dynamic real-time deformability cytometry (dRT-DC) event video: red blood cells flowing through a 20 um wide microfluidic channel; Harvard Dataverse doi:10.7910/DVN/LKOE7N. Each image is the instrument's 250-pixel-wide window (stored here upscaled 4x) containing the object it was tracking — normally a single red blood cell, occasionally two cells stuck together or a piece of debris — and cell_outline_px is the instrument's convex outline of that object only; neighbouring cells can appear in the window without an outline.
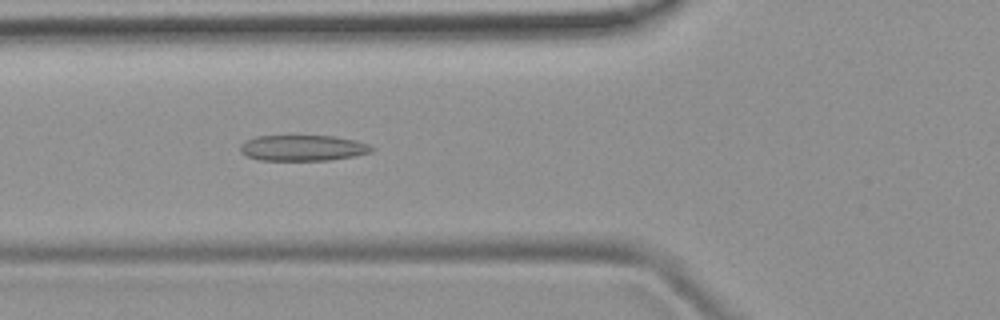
{"species": "common noctule bat (a hibernating species)", "species_latin": "Nyctalus noctula", "temperature_condition": "room temperature", "stored_images_in_passage": 48, "camera_frame_rate_fps": 3000, "um_per_image_px": 0.085, "animal": {"sex": "female", "body_mass_g": 19.9}, "frame": {"image": 1, "passage_image": 16, "time_ms": 5.0, "image_size_px": [1000, 320], "cell_outline_px": [[376, 148], [372, 152], [352, 156], [328, 160], [260, 160], [248, 156], [240, 152], [240, 144], [244, 140], [256, 136], [336, 136], [356, 140], [368, 144]], "centroid_in_image_um": [25.74, 12.57], "position_along_channel_um": 100.1, "area_um2": 19.83}}
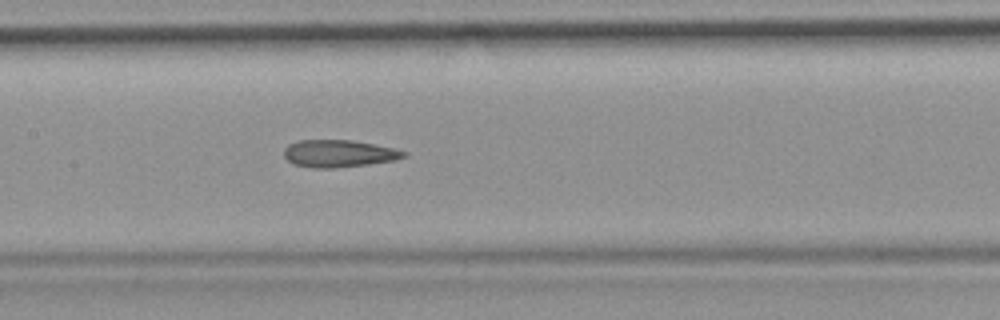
{"frame": {"image": 2, "passage_image": 22, "time_ms": 7.0, "image_size_px": [1000, 320], "cell_outline_px": [[408, 156], [396, 160], [368, 164], [332, 168], [312, 168], [292, 164], [284, 156], [284, 148], [288, 144], [296, 140], [352, 140], [396, 148], [408, 152]], "centroid_in_image_um": [28.81, 13.05], "position_along_channel_um": 178.6, "area_um2": 19.31}}
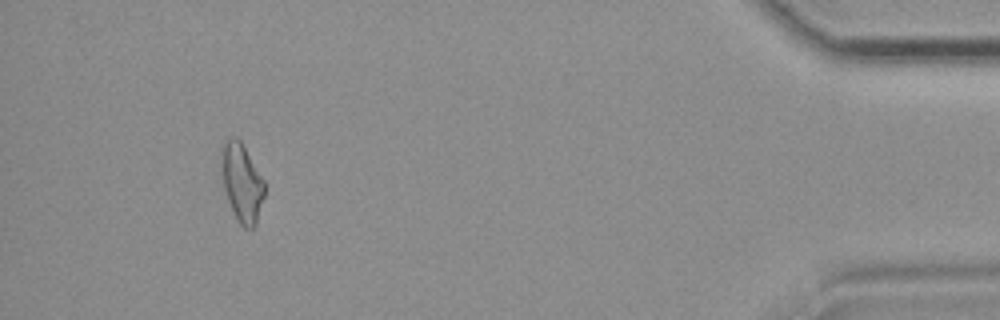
{"frame": {"image": 3, "passage_image": 45, "time_ms": 14.667, "image_size_px": [1000, 320], "cell_outline_px": [[264, 196], [256, 224], [252, 228], [244, 228], [240, 224], [228, 200], [224, 188], [220, 164], [220, 148], [224, 140], [232, 136], [236, 136], [240, 140], [264, 180]], "centroid_in_image_um": [20.53, 15.46], "position_along_channel_um": 414.7, "area_um2": 19.65}, "authors_computed_cell_mechanics": {"area_um2": 19.6231, "velocity_mm_per_s": 3.918, "shape_relaxation_time_tau1_ms": null, "shape_relaxation_time_tau2_ms": 3.2028, "deformation_change_tau1": null, "deformation_change_tau2": 0.139}}